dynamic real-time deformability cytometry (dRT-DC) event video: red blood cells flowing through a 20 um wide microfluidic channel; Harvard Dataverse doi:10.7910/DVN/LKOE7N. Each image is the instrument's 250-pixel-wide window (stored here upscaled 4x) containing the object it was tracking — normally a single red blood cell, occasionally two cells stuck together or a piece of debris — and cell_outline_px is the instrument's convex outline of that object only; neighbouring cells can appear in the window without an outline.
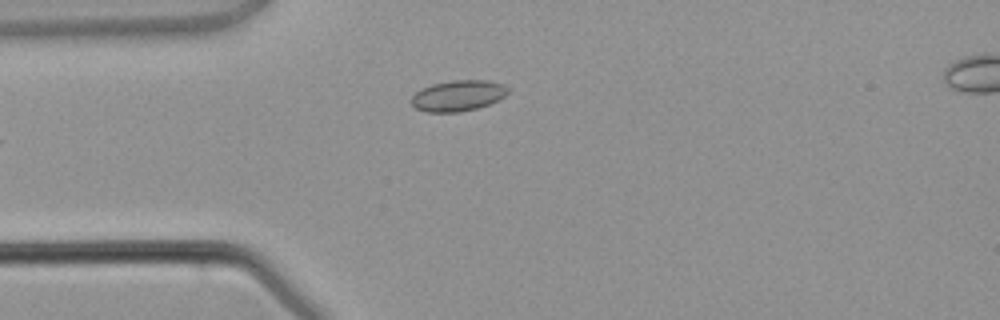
{"species": "common noctule bat (a hibernating species)", "species_latin": "Nyctalus noctula", "temperature_condition": "warm", "stored_images_in_passage": 4, "camera_frame_rate_fps": 3000, "um_per_image_px": 0.085, "animal": {"sex": "male", "body_mass_g": 21.5, "forearm_length_mm": 52.0}, "frame": {"image": 1, "passage_image": 3, "time_ms": 2.667, "image_size_px": [1000, 320], "cell_outline_px": [[508, 92], [504, 96], [488, 104], [476, 108], [460, 112], [428, 112], [416, 108], [412, 104], [412, 96], [420, 88], [432, 84], [452, 80], [488, 80], [504, 84], [508, 88]], "centroid_in_image_um": [38.92, 8.12], "position_along_channel_um": 46.1, "area_um2": 17.28}}